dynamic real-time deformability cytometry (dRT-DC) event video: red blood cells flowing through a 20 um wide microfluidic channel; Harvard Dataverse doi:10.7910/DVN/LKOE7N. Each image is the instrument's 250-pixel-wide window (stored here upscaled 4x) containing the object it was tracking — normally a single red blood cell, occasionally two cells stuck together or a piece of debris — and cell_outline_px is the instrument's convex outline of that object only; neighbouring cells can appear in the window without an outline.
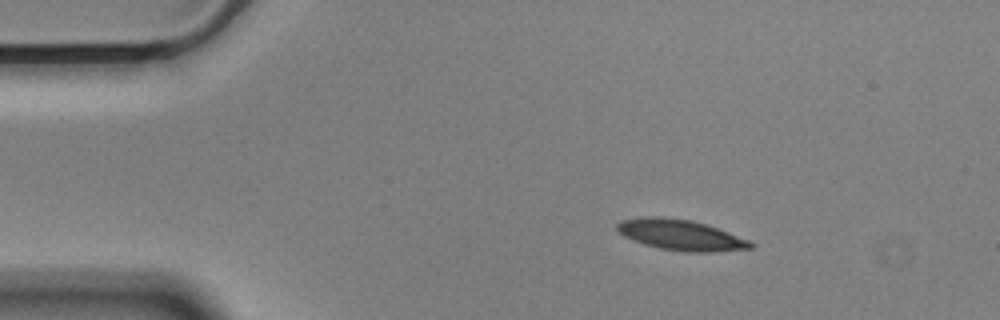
{"species": "Egyptian fruit bat (a non-hibernating species)", "species_latin": "Rousettus aegyptiacus", "temperature_condition": "cold", "stored_images_in_passage": 49, "camera_frame_rate_fps": 3000, "um_per_image_px": 0.085, "animal": {"sex": "male"}, "frame": {"image": 1, "passage_image": 1, "time_ms": 0.0, "image_size_px": [1000, 320], "cell_outline_px": [[756, 244], [752, 248], [712, 252], [684, 252], [660, 248], [644, 244], [632, 240], [616, 232], [616, 224], [620, 220], [652, 216], [660, 216], [692, 220], [752, 240]], "centroid_in_image_um": [57.86, 19.97], "position_along_channel_um": 27.1, "area_um2": 23.99}}
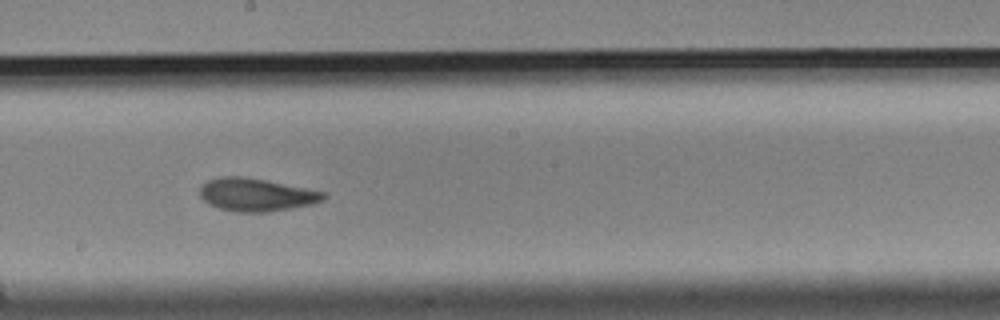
{"frame": {"image": 2, "passage_image": 23, "time_ms": 7.333, "image_size_px": [1000, 320], "cell_outline_px": [[328, 196], [324, 200], [312, 204], [264, 212], [236, 212], [220, 208], [208, 204], [200, 196], [200, 188], [208, 180], [220, 176], [244, 176], [324, 192]], "centroid_in_image_um": [21.75, 16.55], "position_along_channel_um": 226.4, "area_um2": 23.41}}
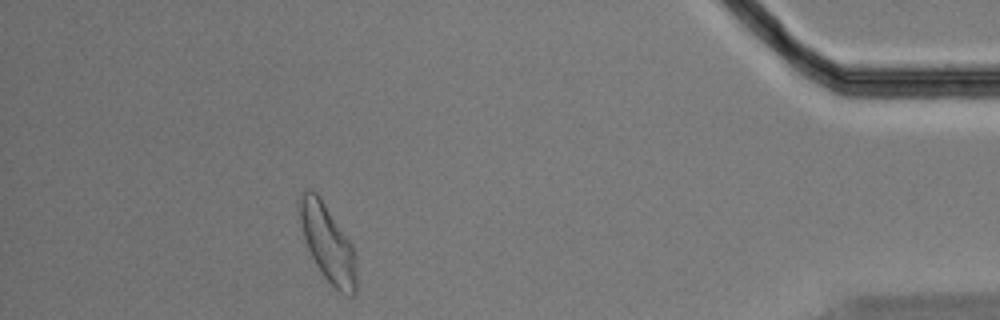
{"frame": {"image": 3, "passage_image": 43, "time_ms": 14.0, "image_size_px": [1000, 320], "cell_outline_px": [[356, 292], [352, 296], [344, 296], [324, 276], [316, 264], [308, 248], [304, 236], [296, 208], [296, 200], [304, 188], [308, 188], [316, 192], [320, 196], [352, 244], [356, 256]], "centroid_in_image_um": [27.83, 20.6], "position_along_channel_um": 407.4, "area_um2": 25.84}, "authors_computed_cell_mechanics": {"area_um2": 23.8714, "velocity_mm_per_s": 3.502, "shape_relaxation_time_tau1_ms": 6.1583, "shape_relaxation_time_tau2_ms": 2.5389, "deformation_change_tau1": 0.1524, "deformation_change_tau2": 0.0895}}